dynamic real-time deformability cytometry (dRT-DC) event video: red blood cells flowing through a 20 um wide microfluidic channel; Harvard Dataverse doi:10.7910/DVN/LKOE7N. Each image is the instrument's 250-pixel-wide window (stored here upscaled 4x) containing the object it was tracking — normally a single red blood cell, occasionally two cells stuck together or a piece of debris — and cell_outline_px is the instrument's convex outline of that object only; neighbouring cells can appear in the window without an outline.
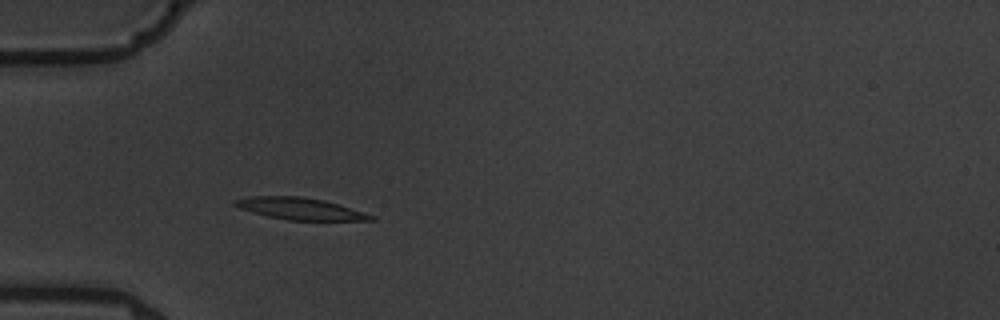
{"species": "common noctule bat (a hibernating species)", "species_latin": "Nyctalus noctula", "temperature_condition": "warm", "stored_images_in_passage": 6, "camera_frame_rate_fps": 3000, "um_per_image_px": 0.085, "animal": {"sex": "male", "body_mass_g": 19.5, "forearm_length_mm": 54.6}, "frame": {"image": 1, "passage_image": 4, "time_ms": 4.0, "image_size_px": [1000, 320], "cell_outline_px": [[376, 220], [288, 220], [268, 216], [240, 208], [232, 204], [232, 200], [248, 196], [300, 196], [324, 200], [376, 216]], "centroid_in_image_um": [25.47, 17.73], "position_along_channel_um": 59.5, "area_um2": 17.17}}
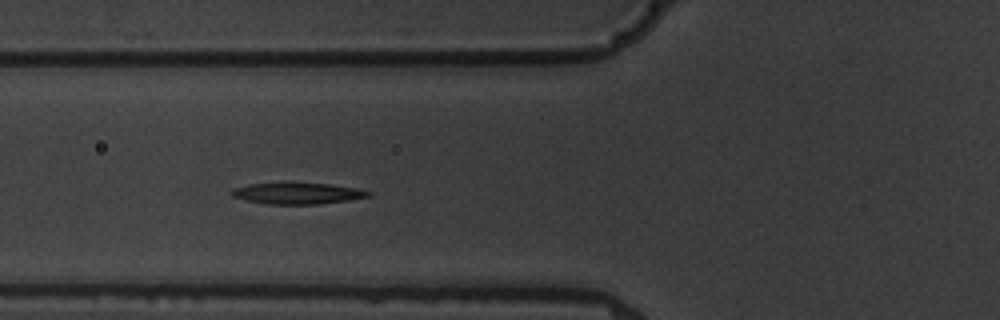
{"frame": {"image": 2, "passage_image": 5, "time_ms": 5.333, "image_size_px": [1000, 320], "cell_outline_px": [[372, 192], [368, 196], [348, 200], [320, 204], [264, 204], [244, 200], [232, 196], [228, 192], [232, 188], [248, 184], [284, 180], [292, 180], [328, 184], [356, 188]], "centroid_in_image_um": [25.16, 16.39], "position_along_channel_um": 100.6, "area_um2": 17.92}}
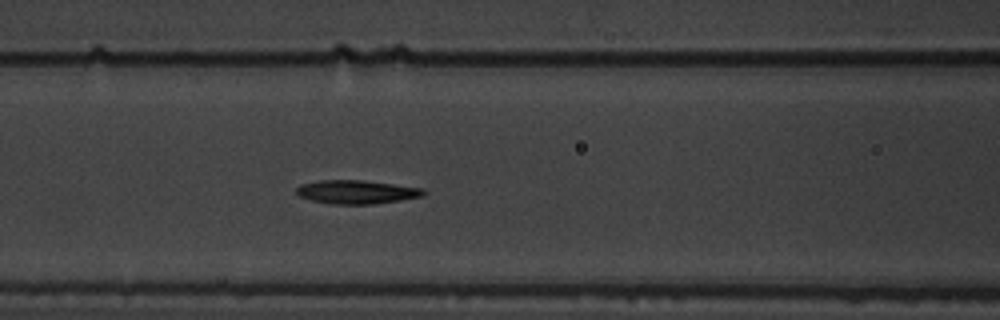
{"frame": {"image": 3, "passage_image": 6, "time_ms": 6.333, "image_size_px": [1000, 320], "cell_outline_px": [[428, 192], [424, 196], [400, 200], [372, 204], [328, 204], [312, 200], [300, 196], [296, 192], [296, 188], [300, 184], [320, 180], [364, 180], [424, 188]], "centroid_in_image_um": [30.34, 16.31], "position_along_channel_um": 136.3, "area_um2": 17.63}}